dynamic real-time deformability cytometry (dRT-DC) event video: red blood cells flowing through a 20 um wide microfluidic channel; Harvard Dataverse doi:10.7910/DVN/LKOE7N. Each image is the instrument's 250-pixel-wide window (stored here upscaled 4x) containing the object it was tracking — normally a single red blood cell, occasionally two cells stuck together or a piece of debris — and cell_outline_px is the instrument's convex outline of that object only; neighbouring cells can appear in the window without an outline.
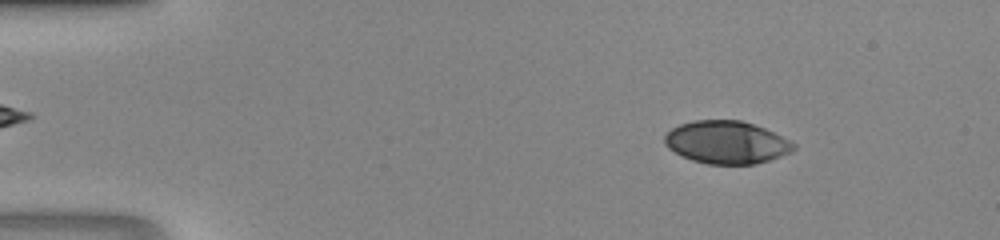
{"species": "human", "species_latin": "Homo sapiens", "temperature_condition": "room temperature", "stored_images_in_passage": 45, "camera_frame_rate_fps": 3000, "um_per_image_px": 0.085, "donor": {"sex": "male"}, "frame": {"image": 1, "passage_image": 6, "time_ms": 1.667, "image_size_px": [1000, 240], "cell_outline_px": [[796, 148], [792, 152], [756, 164], [708, 164], [692, 160], [668, 148], [664, 144], [664, 136], [672, 128], [680, 124], [692, 120], [740, 120], [764, 128], [796, 144]], "centroid_in_image_um": [61.74, 12.1], "position_along_channel_um": 23.3, "area_um2": 31.91}}
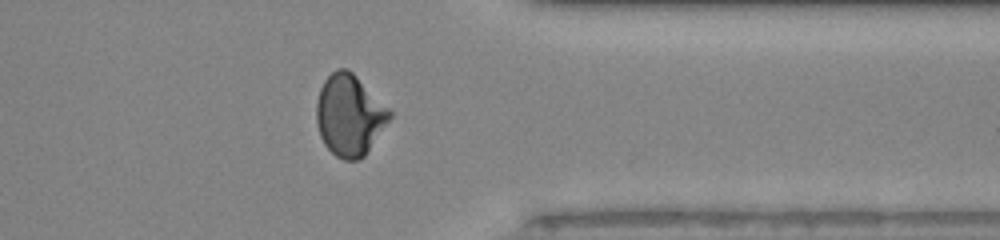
{"frame": {"image": 2, "passage_image": 36, "time_ms": 11.667, "image_size_px": [1000, 240], "cell_outline_px": [[392, 116], [364, 156], [360, 160], [344, 160], [336, 156], [324, 144], [320, 136], [316, 124], [316, 104], [320, 88], [324, 80], [336, 68], [348, 68], [392, 112]], "centroid_in_image_um": [29.68, 9.79], "position_along_channel_um": 381.7, "area_um2": 34.39}}
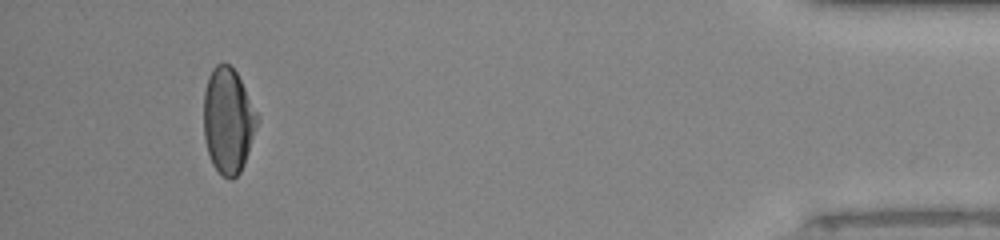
{"frame": {"image": 3, "passage_image": 42, "time_ms": 13.667, "image_size_px": [1000, 240], "cell_outline_px": [[260, 120], [244, 164], [240, 172], [232, 180], [228, 180], [212, 164], [208, 152], [204, 136], [204, 92], [208, 76], [212, 68], [216, 64], [224, 60], [236, 72], [260, 116]], "centroid_in_image_um": [19.4, 10.22], "position_along_channel_um": 415.8, "area_um2": 33.23}}